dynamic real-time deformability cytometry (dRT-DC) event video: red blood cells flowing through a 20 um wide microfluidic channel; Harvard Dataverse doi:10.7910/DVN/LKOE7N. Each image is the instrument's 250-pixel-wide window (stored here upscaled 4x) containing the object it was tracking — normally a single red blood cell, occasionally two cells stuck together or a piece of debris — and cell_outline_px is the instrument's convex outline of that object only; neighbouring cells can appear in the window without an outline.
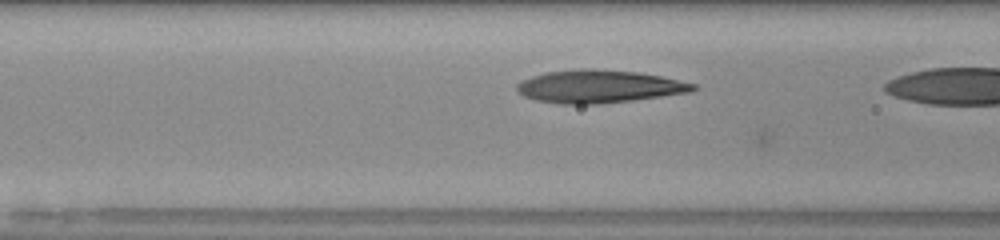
{"species": "human", "species_latin": "Homo sapiens", "temperature_condition": "room temperature", "stored_images_in_passage": 6, "camera_frame_rate_fps": 3000, "um_per_image_px": 0.085, "donor": {"sex": "male"}, "frame": {"image": 1, "passage_image": 5, "time_ms": 1.333, "image_size_px": [1000, 240], "cell_outline_px": [[696, 88], [692, 92], [632, 100], [600, 104], [560, 104], [536, 100], [524, 96], [516, 92], [516, 84], [520, 80], [544, 72], [584, 68], [596, 68], [636, 72], [660, 76], [696, 84]], "centroid_in_image_um": [50.86, 7.35], "position_along_channel_um": 115.7, "area_um2": 33.93}}